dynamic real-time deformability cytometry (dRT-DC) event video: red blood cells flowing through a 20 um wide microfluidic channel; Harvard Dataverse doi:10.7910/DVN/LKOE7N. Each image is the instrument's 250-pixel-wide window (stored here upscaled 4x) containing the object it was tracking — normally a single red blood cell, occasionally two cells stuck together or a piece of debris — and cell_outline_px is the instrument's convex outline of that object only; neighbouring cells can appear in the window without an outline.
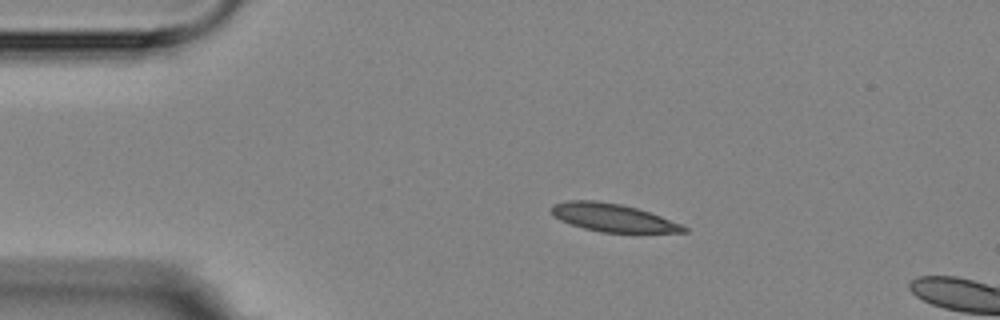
{"species": "Egyptian fruit bat (a non-hibernating species)", "species_latin": "Rousettus aegyptiacus", "temperature_condition": "room temperature", "stored_images_in_passage": 3, "camera_frame_rate_fps": 3000, "um_per_image_px": 0.085, "animal": {"sex": "female"}, "frame": {"image": 1, "passage_image": 1, "time_ms": 0.0, "image_size_px": [1000, 320], "cell_outline_px": [[688, 232], [640, 236], [600, 232], [584, 228], [560, 220], [552, 216], [552, 204], [568, 200], [596, 200], [620, 204], [636, 208], [660, 216], [680, 224], [688, 228]], "centroid_in_image_um": [52.19, 18.57], "position_along_channel_um": 32.8, "area_um2": 22.54}}